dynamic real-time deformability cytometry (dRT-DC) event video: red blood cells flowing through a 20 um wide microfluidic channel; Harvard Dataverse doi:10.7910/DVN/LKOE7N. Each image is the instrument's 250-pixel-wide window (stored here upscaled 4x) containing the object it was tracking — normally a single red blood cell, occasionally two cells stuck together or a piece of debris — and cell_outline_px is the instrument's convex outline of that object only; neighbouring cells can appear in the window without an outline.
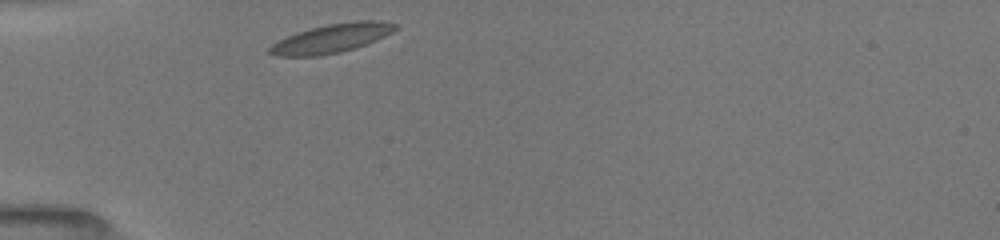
{"species": "common noctule bat (a hibernating species)", "species_latin": "Nyctalus noctula", "temperature_condition": "room temperature", "stored_images_in_passage": 37, "camera_frame_rate_fps": 3000, "um_per_image_px": 0.085, "animal": {"sex": "female", "body_mass_g": 19.5, "forearm_length_mm": 54.1}, "frame": {"image": 1, "passage_image": 1, "time_ms": 0.0, "image_size_px": [1000, 240], "cell_outline_px": [[396, 28], [392, 32], [376, 40], [356, 48], [340, 52], [320, 56], [276, 56], [268, 52], [268, 48], [272, 44], [296, 32], [328, 24], [356, 20], [380, 20], [396, 24]], "centroid_in_image_um": [28.19, 3.26], "position_along_channel_um": 56.8, "area_um2": 21.04}}
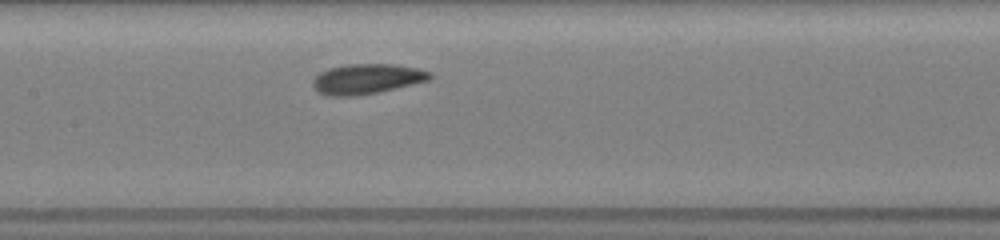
{"frame": {"image": 2, "passage_image": 18, "time_ms": 3.333, "image_size_px": [1000, 240], "cell_outline_px": [[432, 76], [428, 80], [396, 88], [376, 92], [352, 96], [328, 96], [320, 92], [312, 84], [312, 80], [320, 72], [328, 68], [348, 64], [396, 64], [416, 68], [432, 72]], "centroid_in_image_um": [31.17, 6.69], "position_along_channel_um": 176.2, "area_um2": 20.35}}
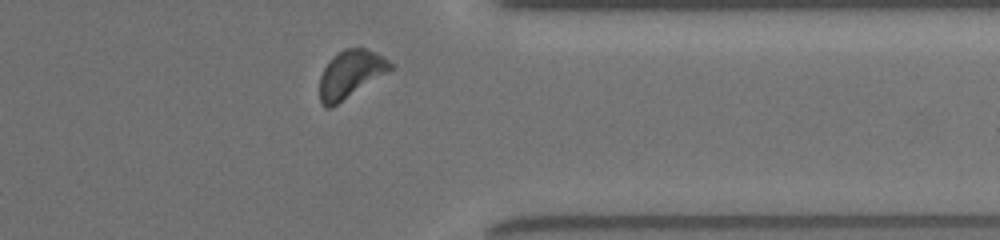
{"frame": {"image": 3, "passage_image": 33, "time_ms": 8.667, "image_size_px": [1000, 240], "cell_outline_px": [[396, 64], [392, 68], [332, 108], [324, 108], [320, 100], [320, 76], [324, 68], [332, 56], [336, 52], [344, 48], [364, 48], [376, 52], [384, 56]], "centroid_in_image_um": [29.78, 6.28], "position_along_channel_um": 381.6, "area_um2": 19.59}, "authors_computed_cell_mechanics": {"area_um2": 19.941, "velocity_mm_per_s": 3.9313, "shape_relaxation_time_tau1_ms": 1.7822, "shape_relaxation_time_tau2_ms": 2.7309, "deformation_change_tau1": 0.087, "deformation_change_tau2": 0.0769}}